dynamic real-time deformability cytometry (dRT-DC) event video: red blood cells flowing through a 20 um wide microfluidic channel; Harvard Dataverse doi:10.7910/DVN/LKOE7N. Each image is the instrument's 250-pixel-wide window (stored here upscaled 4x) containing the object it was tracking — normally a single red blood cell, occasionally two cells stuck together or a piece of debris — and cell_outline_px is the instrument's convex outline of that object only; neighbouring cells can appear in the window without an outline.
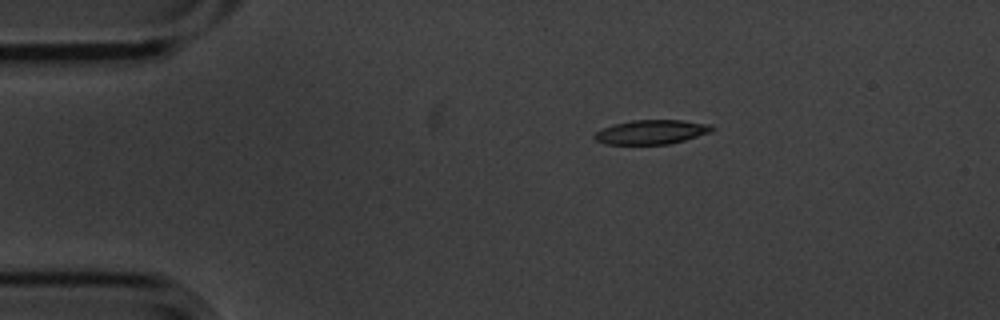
{"species": "common noctule bat (a hibernating species)", "species_latin": "Nyctalus noctula", "temperature_condition": "cold", "stored_images_in_passage": 9, "camera_frame_rate_fps": 3000, "um_per_image_px": 0.085, "animal": {"sex": "male", "body_mass_g": 20.1, "forearm_length_mm": 53.5}, "frame": {"image": 1, "passage_image": 1, "time_ms": 0.0, "image_size_px": [1000, 320], "cell_outline_px": [[716, 128], [712, 132], [684, 140], [668, 144], [604, 144], [596, 140], [592, 136], [596, 132], [612, 124], [632, 120], [684, 120], [712, 124]], "centroid_in_image_um": [55.41, 11.21], "position_along_channel_um": 29.6, "area_um2": 16.76}}
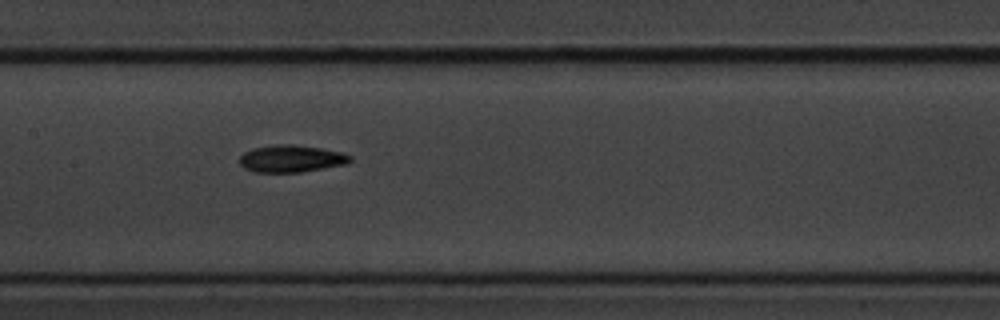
{"frame": {"image": 2, "passage_image": 6, "time_ms": 1.667, "image_size_px": [1000, 320], "cell_outline_px": [[352, 160], [348, 164], [300, 172], [256, 172], [244, 168], [240, 164], [240, 156], [244, 152], [252, 148], [276, 144], [296, 144], [344, 152], [352, 156]], "centroid_in_image_um": [24.79, 13.47], "position_along_channel_um": 182.6, "area_um2": 17.69}}
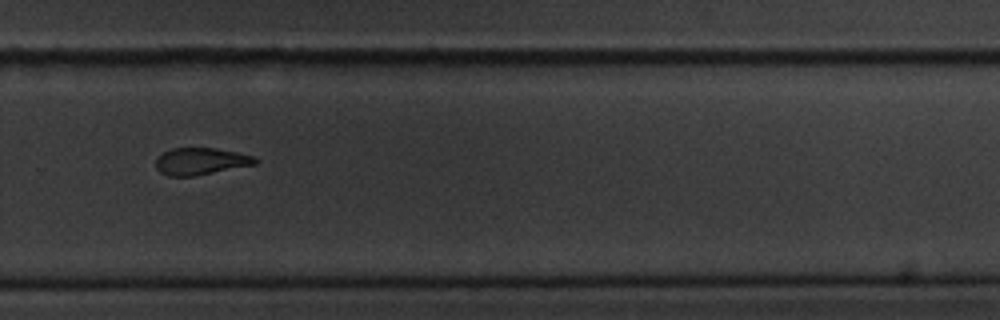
{"frame": {"image": 3, "passage_image": 9, "time_ms": 2.667, "image_size_px": [1000, 320], "cell_outline_px": [[260, 160], [256, 164], [192, 176], [168, 176], [160, 172], [156, 168], [156, 160], [164, 152], [172, 148], [216, 148], [236, 152], [252, 156]], "centroid_in_image_um": [17.06, 13.71], "position_along_channel_um": 312.7, "area_um2": 15.43}}